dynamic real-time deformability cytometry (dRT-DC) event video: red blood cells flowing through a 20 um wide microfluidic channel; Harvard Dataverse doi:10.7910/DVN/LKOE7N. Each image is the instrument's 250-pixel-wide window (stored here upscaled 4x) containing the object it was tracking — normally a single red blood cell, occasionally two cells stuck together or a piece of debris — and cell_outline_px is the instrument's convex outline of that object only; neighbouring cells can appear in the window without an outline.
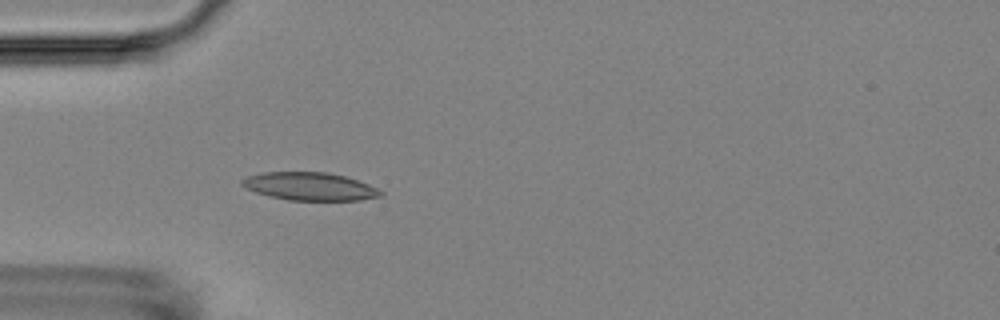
{"species": "Egyptian fruit bat (a non-hibernating species)", "species_latin": "Rousettus aegyptiacus", "temperature_condition": "room temperature", "stored_images_in_passage": 5, "camera_frame_rate_fps": 3000, "um_per_image_px": 0.085, "animal": {"sex": "female"}, "frame": {"image": 1, "passage_image": 5, "time_ms": 4.667, "image_size_px": [1000, 320], "cell_outline_px": [[384, 196], [360, 200], [288, 200], [268, 196], [256, 192], [240, 184], [240, 180], [248, 176], [264, 172], [328, 172], [344, 176], [368, 184], [384, 192]], "centroid_in_image_um": [26.34, 15.85], "position_along_channel_um": 58.7, "area_um2": 22.54}}